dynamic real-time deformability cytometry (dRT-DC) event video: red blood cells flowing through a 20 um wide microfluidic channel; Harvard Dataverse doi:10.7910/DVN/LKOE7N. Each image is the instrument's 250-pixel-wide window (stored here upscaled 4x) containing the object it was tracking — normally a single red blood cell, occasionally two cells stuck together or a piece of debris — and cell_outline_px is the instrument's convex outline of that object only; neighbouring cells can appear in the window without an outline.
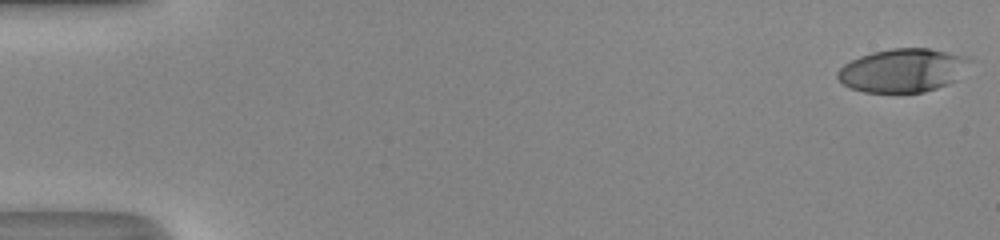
{"species": "human", "species_latin": "Homo sapiens", "temperature_condition": "room temperature", "stored_images_in_passage": 51, "camera_frame_rate_fps": 3000, "um_per_image_px": 0.085, "donor": {"sex": "male"}, "frame": {"image": 1, "passage_image": 1, "time_ms": 0.0, "image_size_px": [1000, 240], "cell_outline_px": [[968, 60], [952, 80], [948, 84], [924, 92], [864, 92], [852, 88], [844, 84], [836, 76], [836, 72], [844, 64], [860, 56], [872, 52], [892, 48], [928, 48], [964, 56]], "centroid_in_image_um": [76.61, 5.98], "position_along_channel_um": 8.4, "area_um2": 32.54}}
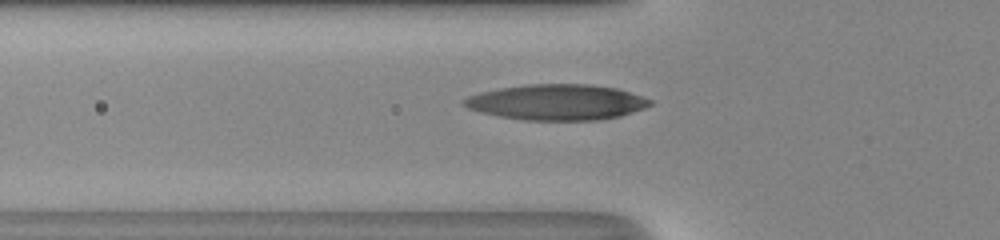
{"frame": {"image": 2, "passage_image": 19, "time_ms": 6.0, "image_size_px": [1000, 240], "cell_outline_px": [[652, 104], [644, 108], [620, 116], [600, 120], [524, 120], [500, 116], [480, 112], [468, 108], [460, 100], [468, 96], [480, 92], [500, 88], [528, 84], [588, 84], [616, 88], [652, 100]], "centroid_in_image_um": [47.31, 8.69], "position_along_channel_um": 78.5, "area_um2": 38.49}}
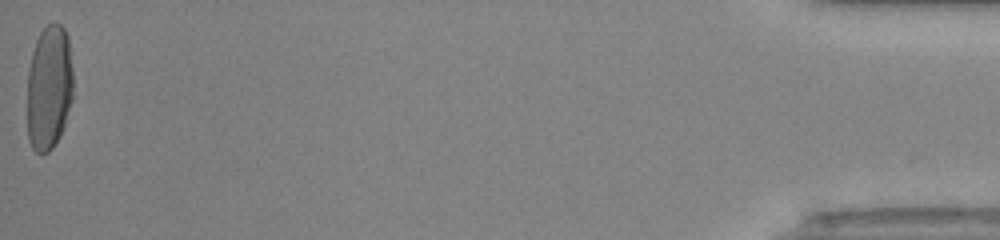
{"frame": {"image": 3, "passage_image": 51, "time_ms": 16.667, "image_size_px": [1000, 240], "cell_outline_px": [[72, 100], [64, 128], [60, 136], [52, 148], [48, 152], [40, 156], [32, 148], [28, 140], [28, 68], [32, 52], [36, 40], [40, 32], [48, 24], [60, 24], [64, 28], [68, 36], [72, 68]], "centroid_in_image_um": [4.17, 7.48], "position_along_channel_um": 431.0, "area_um2": 33.81}, "authors_computed_cell_mechanics": {"area_um2": 35.4892, "velocity_mm_per_s": 4.2265, "shape_relaxation_time_tau1_ms": 4.593, "shape_relaxation_time_tau2_ms": 1.0698, "deformation_change_tau1": 0.2436, "deformation_change_tau2": 0.0633}}